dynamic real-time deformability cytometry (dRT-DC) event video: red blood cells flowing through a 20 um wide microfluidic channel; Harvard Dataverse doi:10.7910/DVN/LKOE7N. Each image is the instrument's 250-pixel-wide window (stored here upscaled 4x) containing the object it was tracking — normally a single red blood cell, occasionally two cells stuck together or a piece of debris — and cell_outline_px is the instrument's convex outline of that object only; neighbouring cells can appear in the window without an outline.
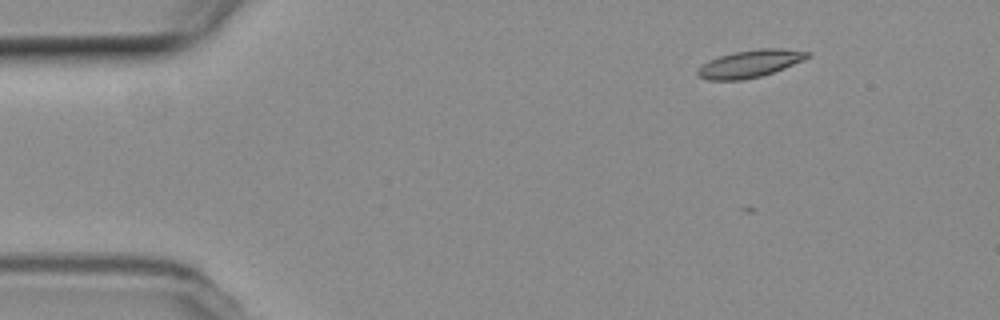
{"species": "common noctule bat (a hibernating species)", "species_latin": "Nyctalus noctula", "temperature_condition": "room temperature", "stored_images_in_passage": 50, "camera_frame_rate_fps": 3000, "um_per_image_px": 0.085, "animal": {"sex": "female", "body_mass_g": 19.3, "forearm_length_mm": 54.1}, "frame": {"image": 1, "passage_image": 2, "time_ms": 0.333, "image_size_px": [1000, 320], "cell_outline_px": [[812, 56], [804, 60], [784, 68], [760, 76], [744, 80], [708, 80], [700, 76], [696, 72], [708, 60], [732, 52], [760, 48], [784, 48], [812, 52]], "centroid_in_image_um": [63.81, 5.39], "position_along_channel_um": 21.2, "area_um2": 17.57}}
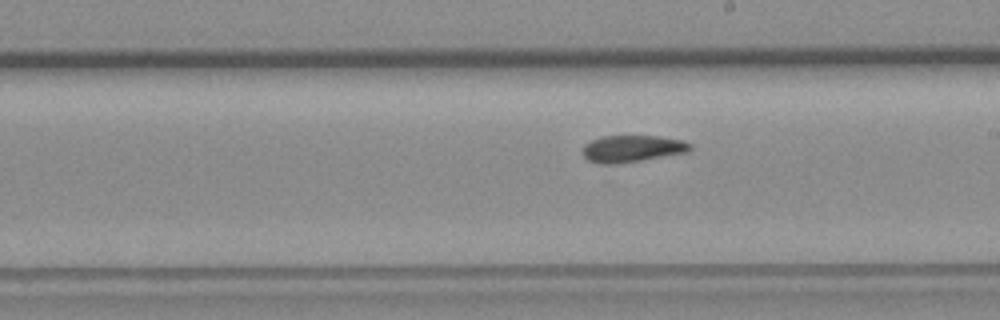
{"frame": {"image": 2, "passage_image": 26, "time_ms": 8.333, "image_size_px": [1000, 320], "cell_outline_px": [[692, 148], [688, 152], [640, 160], [612, 164], [600, 164], [588, 160], [584, 156], [584, 144], [592, 140], [604, 136], [660, 136], [684, 140], [692, 144]], "centroid_in_image_um": [53.77, 12.62], "position_along_channel_um": 235.2, "area_um2": 16.7}}
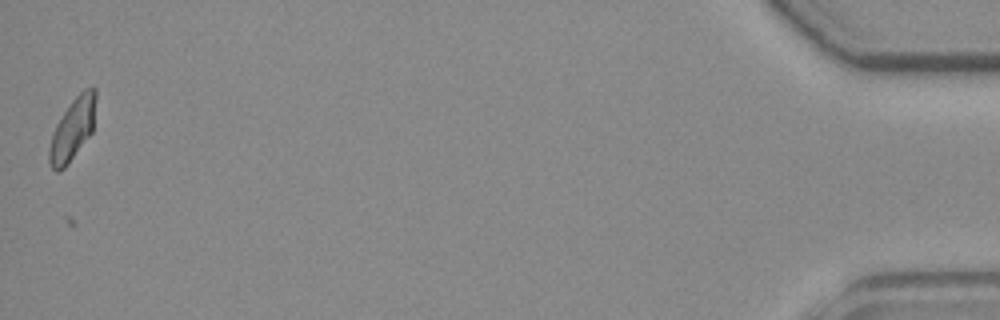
{"frame": {"image": 3, "passage_image": 50, "time_ms": 16.333, "image_size_px": [1000, 320], "cell_outline_px": [[96, 96], [92, 132], [64, 168], [60, 172], [56, 172], [52, 168], [48, 160], [48, 152], [52, 136], [56, 124], [72, 100], [84, 88], [96, 88]], "centroid_in_image_um": [6.16, 10.98], "position_along_channel_um": 429.0, "area_um2": 16.53}, "authors_computed_cell_mechanics": {"area_um2": 16.762, "velocity_mm_per_s": 3.6999, "shape_relaxation_time_tau1_ms": null, "shape_relaxation_time_tau2_ms": 2.2228, "deformation_change_tau1": null, "deformation_change_tau2": 0.0568}}